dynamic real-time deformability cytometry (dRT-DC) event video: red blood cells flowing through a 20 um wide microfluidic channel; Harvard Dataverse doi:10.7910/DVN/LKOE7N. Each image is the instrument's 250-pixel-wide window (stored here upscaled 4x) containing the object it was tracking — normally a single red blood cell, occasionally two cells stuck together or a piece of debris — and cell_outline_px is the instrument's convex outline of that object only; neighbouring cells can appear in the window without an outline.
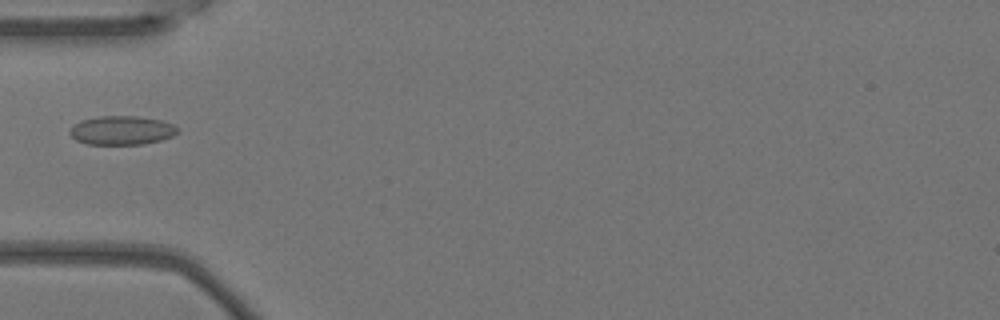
{"species": "Egyptian fruit bat (a non-hibernating species)", "species_latin": "Rousettus aegyptiacus", "temperature_condition": "warm", "stored_images_in_passage": 4, "camera_frame_rate_fps": 3000, "um_per_image_px": 0.085, "animal": {"sex": "female"}, "frame": {"image": 1, "passage_image": 3, "time_ms": 0.667, "image_size_px": [1000, 320], "cell_outline_px": [[180, 132], [172, 136], [160, 140], [144, 144], [88, 144], [76, 140], [68, 132], [80, 120], [100, 116], [136, 116], [164, 120], [172, 124]], "centroid_in_image_um": [10.37, 11.07], "position_along_channel_um": 74.6, "area_um2": 18.09}}
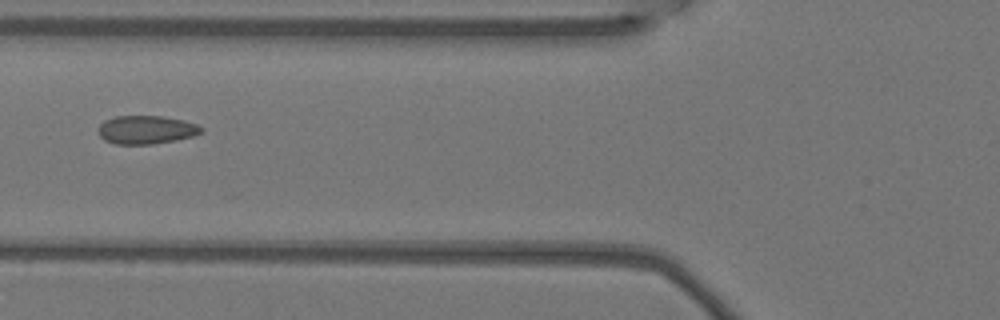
{"frame": {"image": 2, "passage_image": 4, "time_ms": 1.0, "image_size_px": [1000, 320], "cell_outline_px": [[204, 132], [192, 136], [176, 140], [152, 144], [116, 144], [104, 140], [96, 132], [96, 128], [104, 120], [116, 116], [164, 116], [184, 120], [196, 124], [204, 128]], "centroid_in_image_um": [12.41, 11.02], "position_along_channel_um": 113.4, "area_um2": 17.28}}